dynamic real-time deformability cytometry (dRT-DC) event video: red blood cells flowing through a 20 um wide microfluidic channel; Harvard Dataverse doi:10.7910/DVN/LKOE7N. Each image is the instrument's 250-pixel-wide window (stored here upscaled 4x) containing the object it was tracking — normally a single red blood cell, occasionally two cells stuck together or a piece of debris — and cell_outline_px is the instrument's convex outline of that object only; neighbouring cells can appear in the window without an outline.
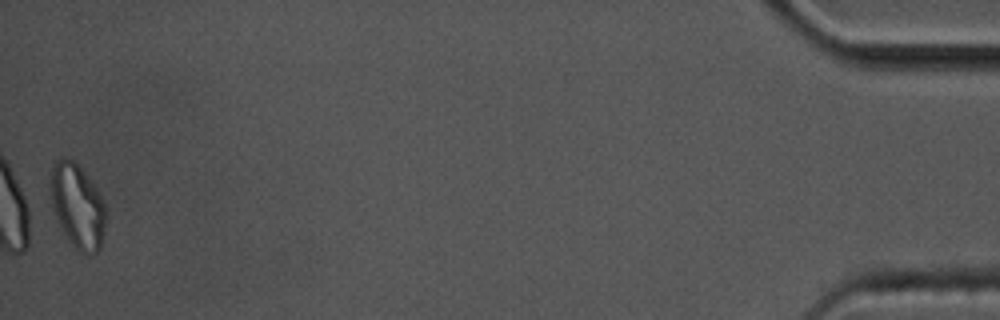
{"species": "common noctule bat (a hibernating species)", "species_latin": "Nyctalus noctula", "temperature_condition": "cold", "stored_images_in_passage": 42, "segment_of_instrument_passage": [2, 2], "camera_frame_rate_fps": 3000, "um_per_image_px": 0.085, "animal": {"sex": "male", "body_mass_g": 17.5, "forearm_length_mm": 52.3}, "frame": {"image": 1, "passage_image": 42, "time_ms": 13.667, "image_size_px": [1000, 320], "cell_outline_px": [[108, 212], [104, 232], [100, 248], [92, 256], [80, 252], [72, 244], [60, 228], [56, 220], [52, 208], [52, 164], [60, 156], [64, 156], [72, 160], [84, 172], [96, 188], [104, 200]], "centroid_in_image_um": [6.62, 17.54], "position_along_channel_um": 428.6, "area_um2": 27.34}}